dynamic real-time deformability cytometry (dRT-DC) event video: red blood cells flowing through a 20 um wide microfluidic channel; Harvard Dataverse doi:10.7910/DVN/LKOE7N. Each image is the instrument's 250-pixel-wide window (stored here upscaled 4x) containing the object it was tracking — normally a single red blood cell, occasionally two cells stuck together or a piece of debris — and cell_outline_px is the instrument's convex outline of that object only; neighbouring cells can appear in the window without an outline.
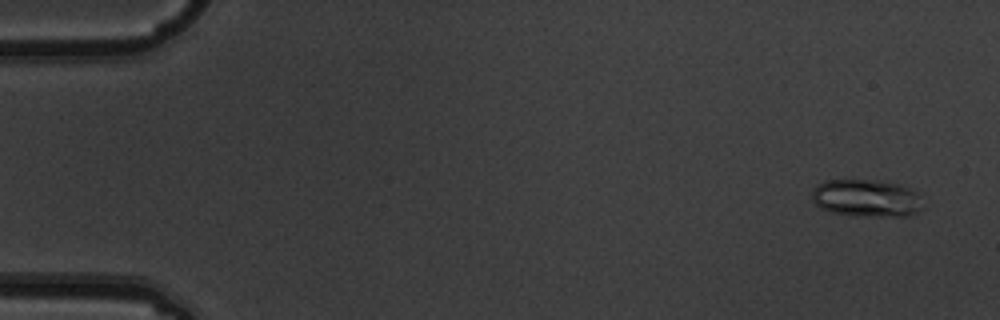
{"species": "common noctule bat (a hibernating species)", "species_latin": "Nyctalus noctula", "temperature_condition": "warm", "stored_images_in_passage": 5, "camera_frame_rate_fps": 3000, "um_per_image_px": 0.085, "animal": {"sex": "male", "body_mass_g": 19.5, "forearm_length_mm": 54.6}, "frame": {"image": 1, "passage_image": 5, "time_ms": 1.333, "image_size_px": [1000, 320], "cell_outline_px": [[924, 208], [908, 216], [852, 216], [828, 212], [820, 208], [812, 200], [812, 188], [816, 184], [824, 180], [872, 180], [896, 184], [908, 188], [912, 192]], "centroid_in_image_um": [73.53, 16.86], "position_along_channel_um": 11.5, "area_um2": 24.1}}